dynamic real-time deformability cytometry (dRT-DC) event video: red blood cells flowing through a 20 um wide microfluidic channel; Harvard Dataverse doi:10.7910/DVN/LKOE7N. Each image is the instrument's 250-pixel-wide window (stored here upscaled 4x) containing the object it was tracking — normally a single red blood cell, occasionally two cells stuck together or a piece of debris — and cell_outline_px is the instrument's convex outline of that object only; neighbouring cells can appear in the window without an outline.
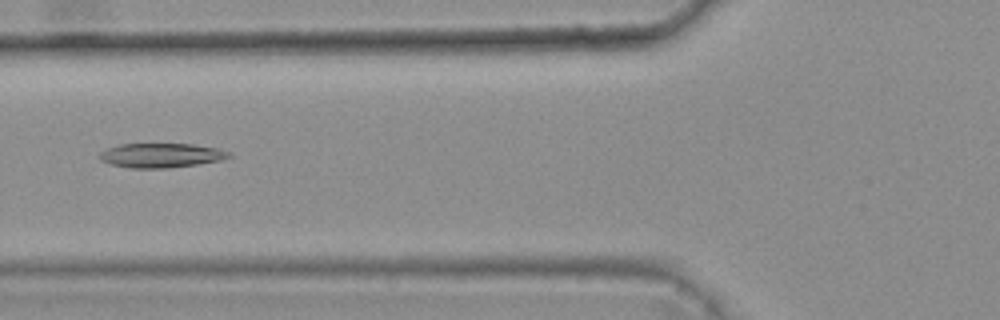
{"species": "common noctule bat (a hibernating species)", "species_latin": "Nyctalus noctula", "temperature_condition": "warm", "stored_images_in_passage": 6, "segment_of_instrument_passage": [2, 2], "camera_frame_rate_fps": 3000, "um_per_image_px": 0.085, "animal": {"sex": "female", "body_mass_g": 25.1}, "frame": {"image": 1, "passage_image": 6, "time_ms": 1.667, "image_size_px": [1000, 320], "cell_outline_px": [[232, 156], [220, 160], [196, 164], [164, 168], [132, 168], [108, 164], [100, 160], [96, 156], [100, 152], [108, 148], [120, 144], [192, 144], [216, 148], [228, 152]], "centroid_in_image_um": [13.61, 13.21], "position_along_channel_um": 112.2, "area_um2": 18.26}}